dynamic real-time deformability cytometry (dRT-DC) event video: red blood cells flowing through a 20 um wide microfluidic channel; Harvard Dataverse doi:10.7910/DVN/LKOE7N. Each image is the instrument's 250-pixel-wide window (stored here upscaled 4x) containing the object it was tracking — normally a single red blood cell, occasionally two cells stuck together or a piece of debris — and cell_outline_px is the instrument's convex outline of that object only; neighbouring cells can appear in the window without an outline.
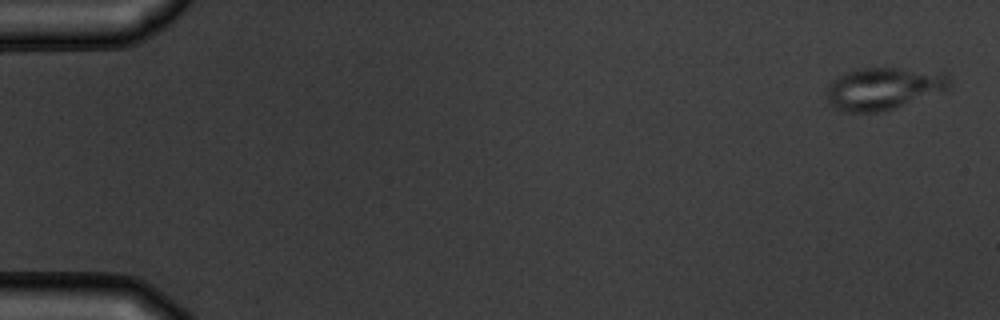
{"species": "common noctule bat (a hibernating species)", "species_latin": "Nyctalus noctula", "temperature_condition": "warm", "stored_images_in_passage": 5, "camera_frame_rate_fps": 3000, "um_per_image_px": 0.085, "animal": {"sex": "male", "body_mass_g": 19.5, "forearm_length_mm": 54.6}, "frame": {"image": 1, "passage_image": 1, "time_ms": 0.0, "image_size_px": [1000, 320], "cell_outline_px": [[952, 84], [948, 88], [892, 108], [876, 112], [844, 112], [836, 108], [828, 100], [828, 84], [832, 80], [848, 72], [860, 68], [900, 68], [948, 72]], "centroid_in_image_um": [75.11, 7.49], "position_along_channel_um": 9.9, "area_um2": 29.71}}